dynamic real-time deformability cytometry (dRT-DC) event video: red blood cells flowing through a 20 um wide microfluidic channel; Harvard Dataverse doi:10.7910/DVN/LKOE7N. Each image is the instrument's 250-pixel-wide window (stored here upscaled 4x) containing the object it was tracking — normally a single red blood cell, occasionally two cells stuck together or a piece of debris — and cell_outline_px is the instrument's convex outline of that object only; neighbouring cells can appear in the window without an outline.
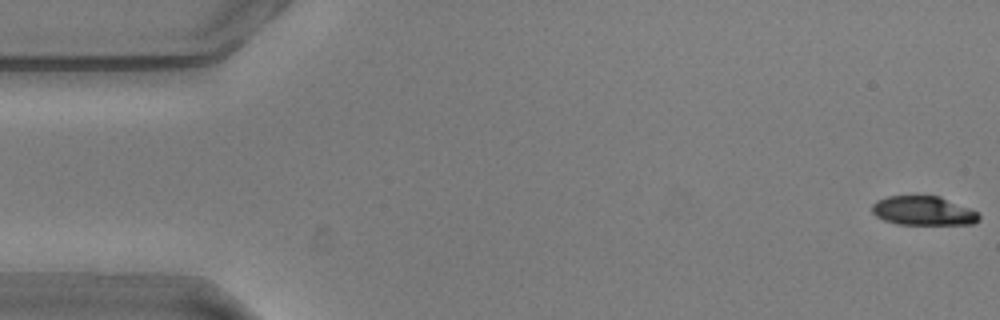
{"species": "common noctule bat (a hibernating species)", "species_latin": "Nyctalus noctula", "temperature_condition": "warm", "stored_images_in_passage": 56, "camera_frame_rate_fps": 3000, "um_per_image_px": 0.085, "animal": {"sex": "male", "body_mass_g": 20.5, "forearm_length_mm": 52.5}, "frame": {"image": 1, "passage_image": 1, "time_ms": 0.0, "image_size_px": [1000, 320], "cell_outline_px": [[980, 220], [972, 224], [896, 224], [884, 220], [876, 216], [872, 212], [872, 204], [876, 200], [888, 196], [940, 196], [968, 208], [976, 212], [980, 216]], "centroid_in_image_um": [78.45, 17.92], "position_along_channel_um": 6.6, "area_um2": 18.03}}
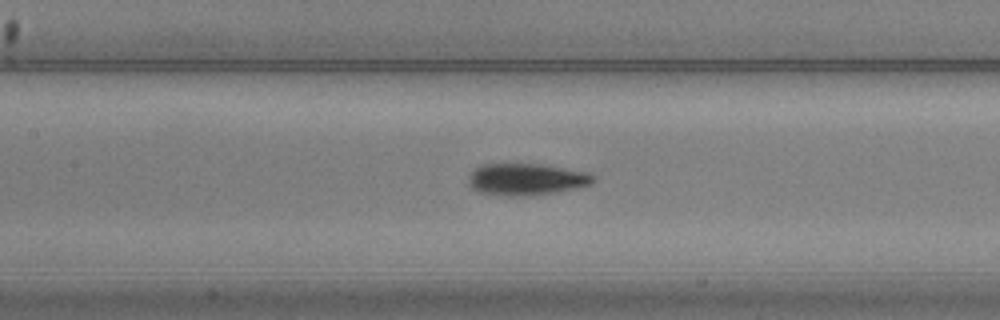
{"frame": {"image": 2, "passage_image": 25, "time_ms": 8.0, "image_size_px": [1000, 320], "cell_outline_px": [[596, 176], [588, 184], [556, 192], [516, 196], [508, 196], [476, 192], [468, 184], [468, 176], [480, 164], [540, 164], [588, 172]], "centroid_in_image_um": [44.66, 15.23], "position_along_channel_um": 162.7, "area_um2": 22.83}}
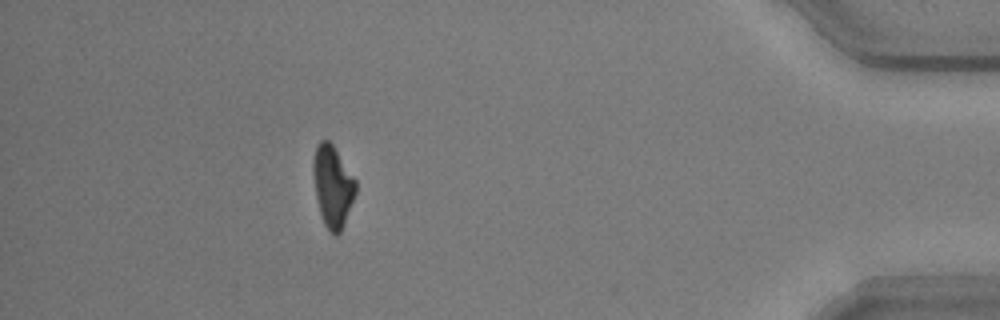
{"frame": {"image": 3, "passage_image": 50, "time_ms": 16.333, "image_size_px": [1000, 320], "cell_outline_px": [[356, 192], [344, 224], [340, 232], [336, 236], [324, 224], [320, 212], [316, 196], [312, 172], [312, 160], [316, 144], [320, 140], [328, 140], [332, 144], [356, 180]], "centroid_in_image_um": [28.26, 15.79], "position_along_channel_um": 406.9, "area_um2": 20.06}, "authors_computed_cell_mechanics": {"area_um2": 21.4438, "velocity_mm_per_s": 3.6052, "shape_relaxation_time_tau1_ms": 3.1736, "shape_relaxation_time_tau2_ms": 2.8399, "deformation_change_tau1": 0.136, "deformation_change_tau2": 0.0628}}